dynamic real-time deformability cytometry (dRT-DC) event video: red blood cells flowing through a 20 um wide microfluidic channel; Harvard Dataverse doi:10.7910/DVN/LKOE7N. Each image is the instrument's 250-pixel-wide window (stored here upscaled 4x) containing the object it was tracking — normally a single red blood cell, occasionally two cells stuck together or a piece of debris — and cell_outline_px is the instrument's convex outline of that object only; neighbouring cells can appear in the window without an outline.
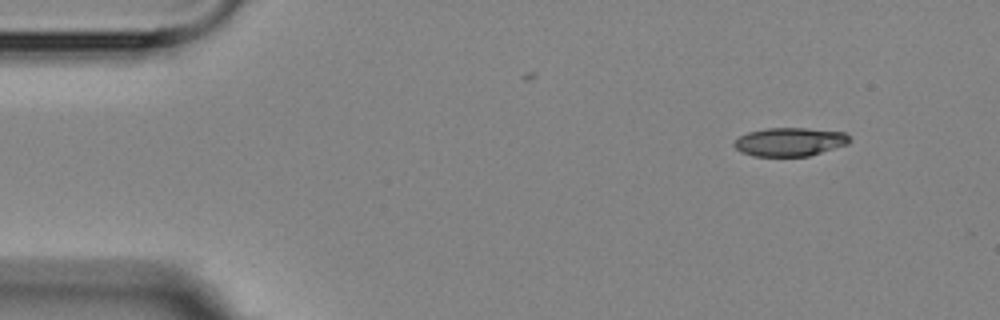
{"species": "Egyptian fruit bat (a non-hibernating species)", "species_latin": "Rousettus aegyptiacus", "temperature_condition": "room temperature", "stored_images_in_passage": 4, "camera_frame_rate_fps": 3000, "um_per_image_px": 0.085, "animal": {"sex": "female"}, "frame": {"image": 1, "passage_image": 1, "time_ms": 0.0, "image_size_px": [1000, 320], "cell_outline_px": [[852, 140], [848, 144], [808, 156], [752, 156], [740, 152], [732, 144], [740, 136], [748, 132], [768, 128], [808, 128], [844, 132]], "centroid_in_image_um": [67.13, 12.06], "position_along_channel_um": 17.9, "area_um2": 19.19}}
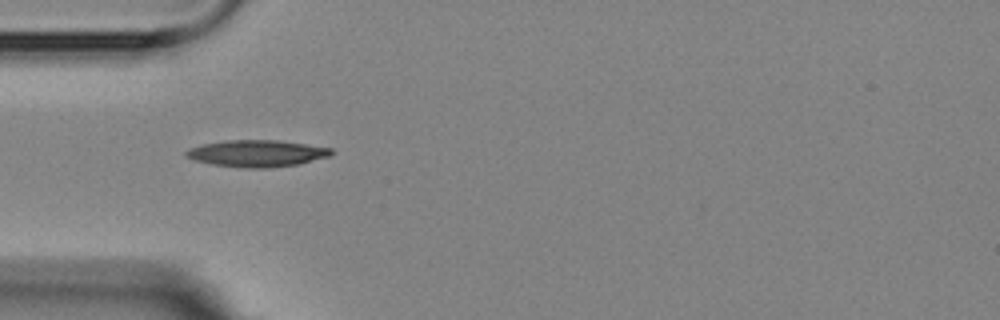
{"frame": {"image": 2, "passage_image": 4, "time_ms": 3.667, "image_size_px": [1000, 320], "cell_outline_px": [[332, 152], [328, 156], [300, 164], [268, 168], [244, 168], [212, 164], [196, 160], [184, 156], [184, 152], [188, 148], [200, 144], [228, 140], [280, 140], [332, 148]], "centroid_in_image_um": [21.8, 13.03], "position_along_channel_um": 63.2, "area_um2": 22.72}}